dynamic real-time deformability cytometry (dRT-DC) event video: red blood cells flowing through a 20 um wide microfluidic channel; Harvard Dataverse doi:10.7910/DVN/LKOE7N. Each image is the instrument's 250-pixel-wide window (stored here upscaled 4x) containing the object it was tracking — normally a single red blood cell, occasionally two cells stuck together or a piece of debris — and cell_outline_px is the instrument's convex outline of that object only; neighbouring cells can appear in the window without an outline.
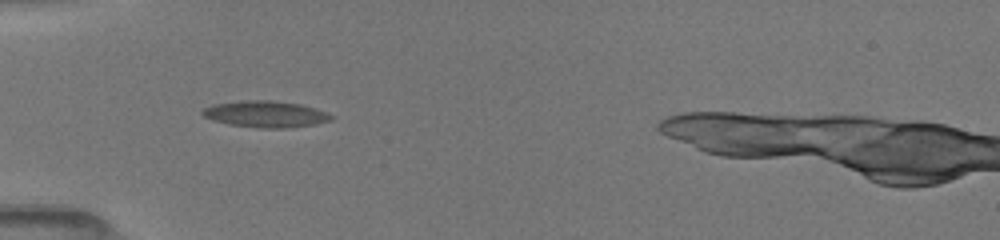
{"species": "common noctule bat (a hibernating species)", "species_latin": "Nyctalus noctula", "temperature_condition": "room temperature", "stored_images_in_passage": 37, "camera_frame_rate_fps": 3000, "um_per_image_px": 0.085, "animal": {"sex": "female", "body_mass_g": 19.5, "forearm_length_mm": 54.1}, "frame": {"image": 1, "passage_image": 4, "time_ms": 1.0, "image_size_px": [1000, 240], "cell_outline_px": [[332, 120], [312, 124], [284, 128], [260, 128], [228, 124], [212, 120], [204, 116], [200, 112], [204, 108], [212, 104], [244, 100], [272, 100], [300, 104], [316, 108], [328, 112], [332, 116]], "centroid_in_image_um": [22.54, 9.69], "position_along_channel_um": 62.5, "area_um2": 19.83}}
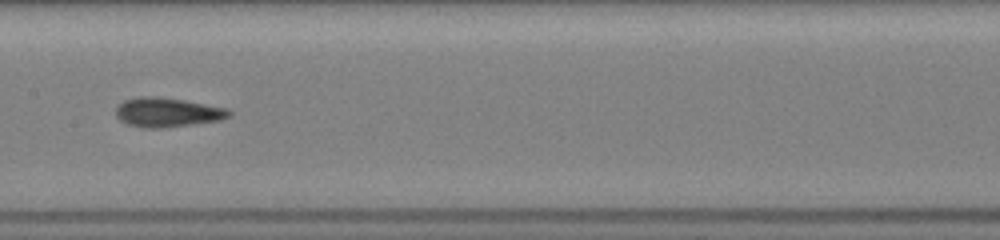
{"frame": {"image": 2, "passage_image": 14, "time_ms": 4.333, "image_size_px": [1000, 240], "cell_outline_px": [[232, 116], [220, 120], [160, 128], [144, 128], [128, 124], [120, 120], [116, 116], [116, 108], [124, 100], [140, 96], [160, 96], [184, 100], [228, 108], [232, 112]], "centroid_in_image_um": [14.24, 9.54], "position_along_channel_um": 193.2, "area_um2": 19.36}}
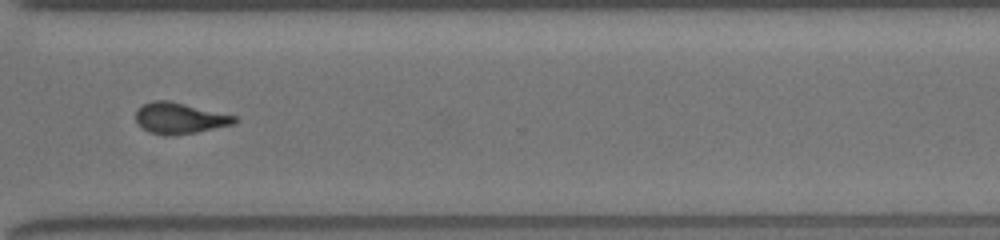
{"frame": {"image": 3, "passage_image": 26, "time_ms": 8.333, "image_size_px": [1000, 240], "cell_outline_px": [[240, 120], [236, 124], [196, 132], [172, 136], [164, 136], [148, 132], [136, 120], [136, 108], [152, 100], [168, 100], [236, 116]], "centroid_in_image_um": [15.28, 10.05], "position_along_channel_um": 355.3, "area_um2": 17.98}, "authors_computed_cell_mechanics": {"area_um2": 18.0914, "velocity_mm_per_s": 4.0658, "shape_relaxation_time_tau1_ms": 7.8261, "shape_relaxation_time_tau2_ms": 2.3281, "deformation_change_tau1": 0.2155, "deformation_change_tau2": 0.0838}}